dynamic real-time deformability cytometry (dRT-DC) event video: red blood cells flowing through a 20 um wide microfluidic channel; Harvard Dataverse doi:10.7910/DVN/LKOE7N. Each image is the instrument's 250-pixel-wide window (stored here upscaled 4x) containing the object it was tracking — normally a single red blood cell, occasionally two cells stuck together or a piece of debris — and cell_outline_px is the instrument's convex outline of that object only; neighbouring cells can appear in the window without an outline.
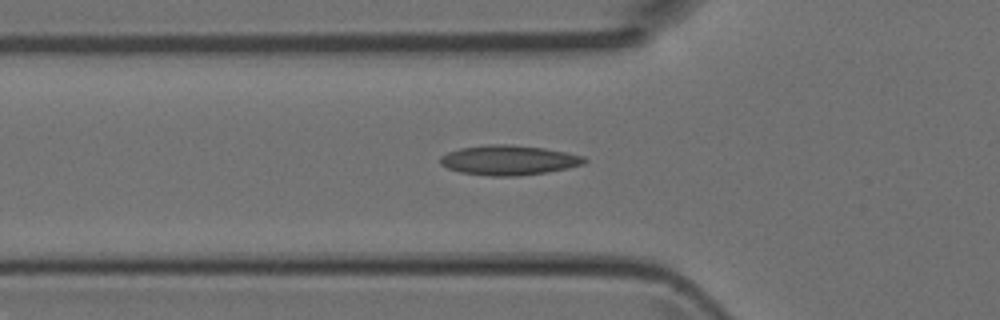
{"species": "Egyptian fruit bat (a non-hibernating species)", "species_latin": "Rousettus aegyptiacus", "temperature_condition": "room temperature", "stored_images_in_passage": 44, "camera_frame_rate_fps": 3000, "um_per_image_px": 0.085, "animal": {"sex": "female"}, "frame": {"image": 1, "passage_image": 16, "time_ms": 5.0, "image_size_px": [1000, 320], "cell_outline_px": [[588, 160], [584, 164], [568, 168], [544, 172], [516, 176], [492, 176], [460, 172], [448, 168], [440, 164], [440, 156], [448, 152], [460, 148], [492, 144], [508, 144], [544, 148], [584, 156]], "centroid_in_image_um": [43.24, 13.61], "position_along_channel_um": 82.6, "area_um2": 24.85}}
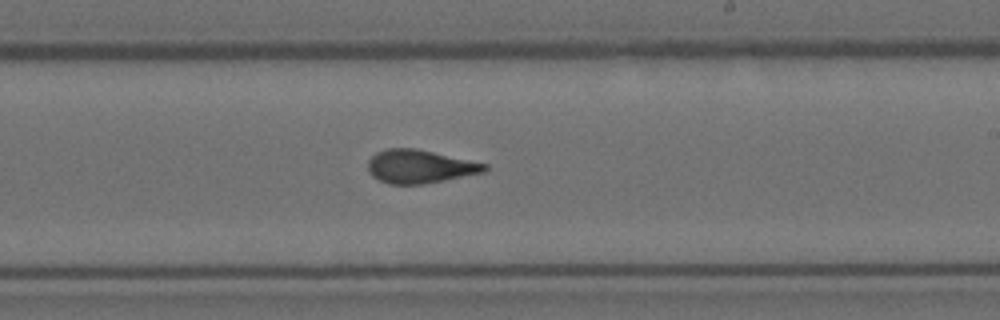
{"frame": {"image": 2, "passage_image": 28, "time_ms": 9.0, "image_size_px": [1000, 320], "cell_outline_px": [[488, 168], [484, 172], [424, 184], [388, 184], [372, 176], [368, 172], [368, 160], [376, 152], [388, 148], [416, 148], [488, 164]], "centroid_in_image_um": [35.66, 14.15], "position_along_channel_um": 253.3, "area_um2": 22.66}}
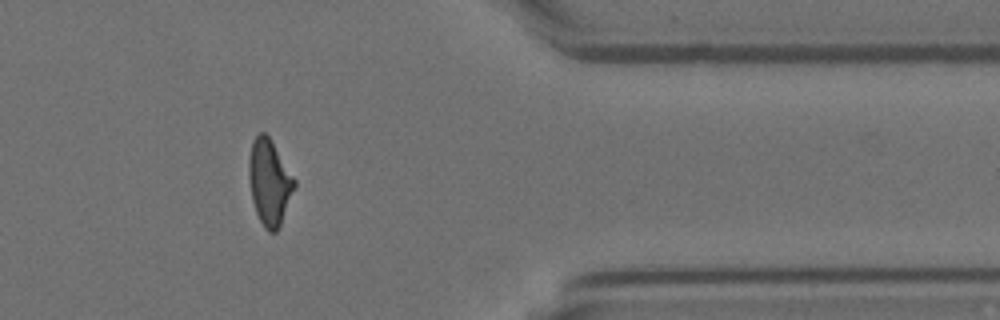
{"frame": {"image": 3, "passage_image": 39, "time_ms": 12.667, "image_size_px": [1000, 320], "cell_outline_px": [[296, 184], [280, 224], [276, 232], [268, 232], [264, 228], [256, 212], [252, 200], [248, 176], [248, 160], [252, 140], [260, 132], [264, 132], [268, 136], [296, 180]], "centroid_in_image_um": [22.87, 15.48], "position_along_channel_um": 388.5, "area_um2": 22.48}}